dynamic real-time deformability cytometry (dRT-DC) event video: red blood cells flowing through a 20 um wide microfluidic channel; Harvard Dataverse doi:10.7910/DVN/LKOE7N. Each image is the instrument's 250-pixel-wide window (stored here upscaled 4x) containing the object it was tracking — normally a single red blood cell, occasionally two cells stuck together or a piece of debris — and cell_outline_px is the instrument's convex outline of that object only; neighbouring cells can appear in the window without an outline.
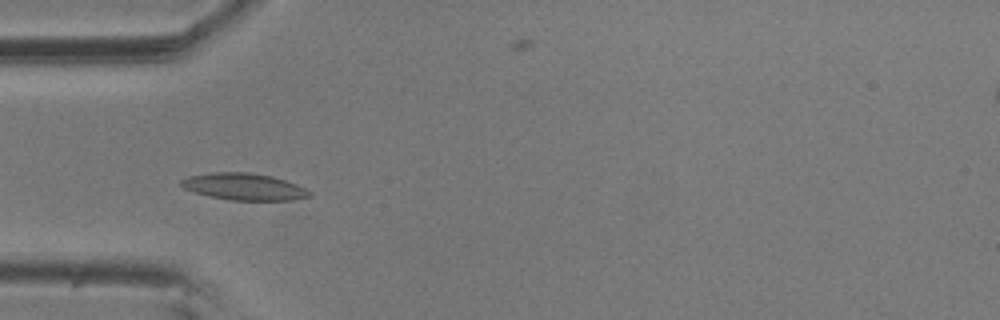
{"species": "common noctule bat (a hibernating species)", "species_latin": "Nyctalus noctula", "temperature_condition": "room temperature", "stored_images_in_passage": 8, "camera_frame_rate_fps": 3000, "um_per_image_px": 0.085, "animal": {"sex": "male", "body_mass_g": 20.5, "forearm_length_mm": 52.5}, "frame": {"image": 1, "passage_image": 5, "time_ms": 1.333, "image_size_px": [1000, 320], "cell_outline_px": [[312, 196], [292, 200], [232, 200], [208, 196], [184, 188], [180, 184], [180, 180], [188, 176], [212, 172], [248, 172], [272, 176], [296, 184], [312, 192]], "centroid_in_image_um": [20.74, 15.86], "position_along_channel_um": 64.3, "area_um2": 20.0}}
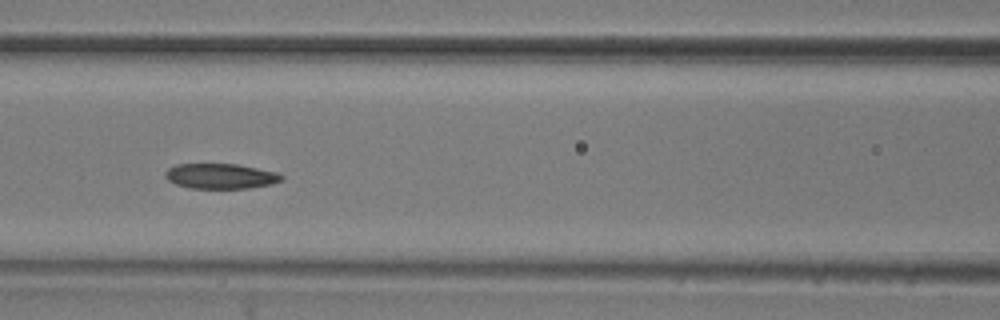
{"frame": {"image": 2, "passage_image": 7, "time_ms": 2.0, "image_size_px": [1000, 320], "cell_outline_px": [[284, 180], [272, 184], [248, 188], [188, 188], [176, 184], [168, 180], [164, 176], [164, 172], [168, 168], [176, 164], [236, 164], [280, 172], [284, 176]], "centroid_in_image_um": [18.78, 14.97], "position_along_channel_um": 147.8, "area_um2": 17.28}}
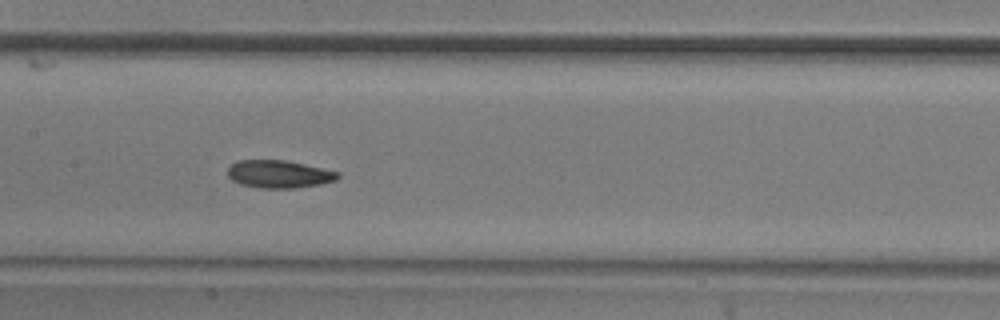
{"frame": {"image": 3, "passage_image": 8, "time_ms": 2.333, "image_size_px": [1000, 320], "cell_outline_px": [[340, 176], [336, 180], [320, 184], [296, 188], [260, 188], [240, 184], [232, 180], [228, 176], [228, 168], [232, 164], [240, 160], [284, 160], [304, 164], [340, 172]], "centroid_in_image_um": [23.72, 14.8], "position_along_channel_um": 183.7, "area_um2": 17.74}}